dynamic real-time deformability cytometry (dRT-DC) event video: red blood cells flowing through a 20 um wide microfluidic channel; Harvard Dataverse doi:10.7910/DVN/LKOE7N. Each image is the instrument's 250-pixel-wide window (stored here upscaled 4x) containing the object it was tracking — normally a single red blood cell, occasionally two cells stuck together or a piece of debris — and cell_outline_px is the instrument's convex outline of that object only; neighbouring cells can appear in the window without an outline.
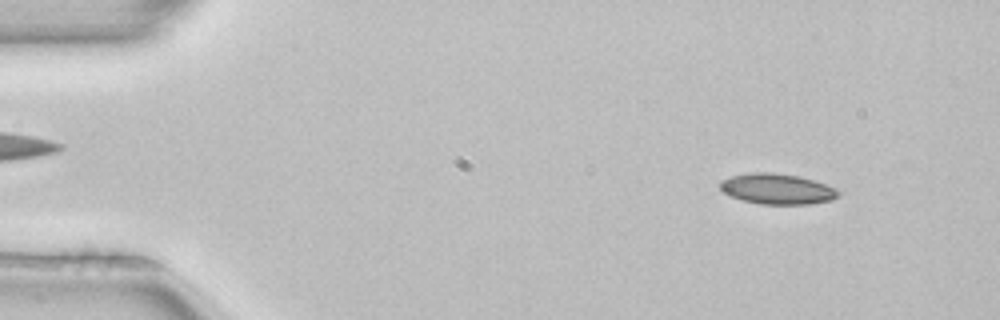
{"species": "common noctule bat (a hibernating species)", "species_latin": "Nyctalus noctula", "temperature_condition": "room temperature", "stored_images_in_passage": 2, "camera_frame_rate_fps": 3000, "um_per_image_px": 0.085, "animal": {"sex": "female", "body_mass_g": 22.7, "forearm_length_mm": 54.2}, "frame": {"image": 1, "passage_image": 1, "time_ms": 0.0, "image_size_px": [1000, 320], "cell_outline_px": [[840, 196], [832, 200], [808, 204], [760, 204], [728, 196], [716, 184], [720, 180], [732, 176], [752, 172], [772, 172], [800, 176], [836, 188], [840, 192]], "centroid_in_image_um": [66.03, 16.05], "position_along_channel_um": 19.0, "area_um2": 21.21}}